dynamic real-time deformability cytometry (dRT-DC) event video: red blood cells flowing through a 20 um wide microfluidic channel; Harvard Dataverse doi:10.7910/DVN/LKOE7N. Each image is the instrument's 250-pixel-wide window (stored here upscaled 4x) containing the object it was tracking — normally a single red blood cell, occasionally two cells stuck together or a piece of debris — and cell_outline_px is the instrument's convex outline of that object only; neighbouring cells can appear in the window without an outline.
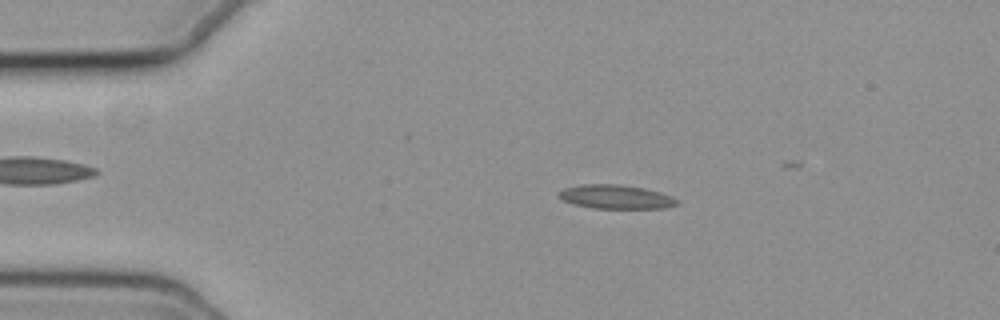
{"species": "common noctule bat (a hibernating species)", "species_latin": "Nyctalus noctula", "temperature_condition": "cold", "stored_images_in_passage": 19, "camera_frame_rate_fps": 3000, "um_per_image_px": 0.085, "animal": {"sex": "female", "body_mass_g": 19.3, "forearm_length_mm": 54.1}, "frame": {"image": 1, "passage_image": 1, "time_ms": 0.0, "image_size_px": [1000, 320], "cell_outline_px": [[680, 204], [664, 208], [592, 208], [572, 204], [556, 196], [564, 188], [580, 184], [616, 184], [644, 188], [660, 192], [680, 200]], "centroid_in_image_um": [52.35, 16.73], "position_along_channel_um": 32.7, "area_um2": 16.53}}
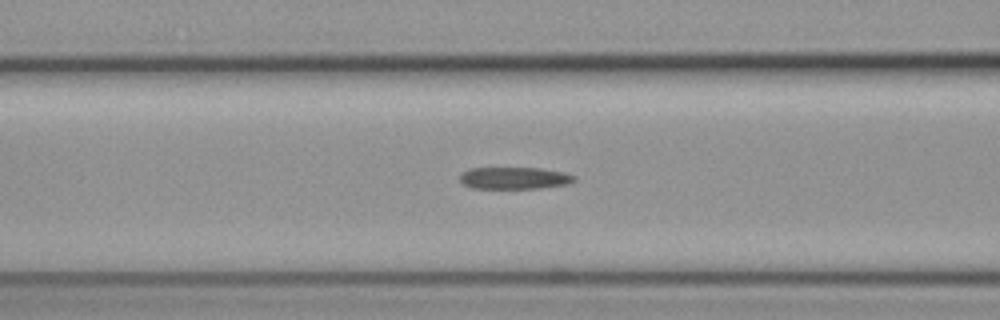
{"frame": {"image": 2, "passage_image": 12, "time_ms": 3.667, "image_size_px": [1000, 320], "cell_outline_px": [[576, 180], [568, 184], [540, 188], [472, 188], [464, 184], [460, 180], [460, 176], [468, 168], [540, 168], [564, 172], [576, 176]], "centroid_in_image_um": [43.75, 15.13], "position_along_channel_um": 122.8, "area_um2": 14.62}}
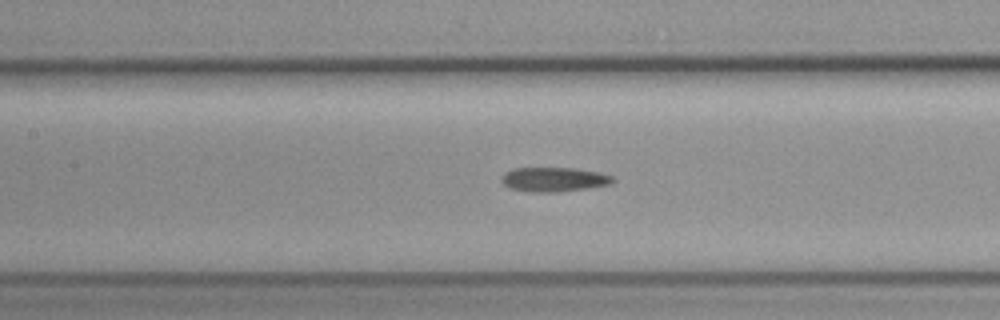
{"frame": {"image": 3, "passage_image": 15, "time_ms": 4.667, "image_size_px": [1000, 320], "cell_outline_px": [[616, 180], [612, 184], [556, 192], [528, 192], [508, 188], [500, 180], [500, 176], [504, 172], [512, 168], [576, 168], [596, 172], [612, 176]], "centroid_in_image_um": [47.01, 15.25], "position_along_channel_um": 160.4, "area_um2": 15.9}}